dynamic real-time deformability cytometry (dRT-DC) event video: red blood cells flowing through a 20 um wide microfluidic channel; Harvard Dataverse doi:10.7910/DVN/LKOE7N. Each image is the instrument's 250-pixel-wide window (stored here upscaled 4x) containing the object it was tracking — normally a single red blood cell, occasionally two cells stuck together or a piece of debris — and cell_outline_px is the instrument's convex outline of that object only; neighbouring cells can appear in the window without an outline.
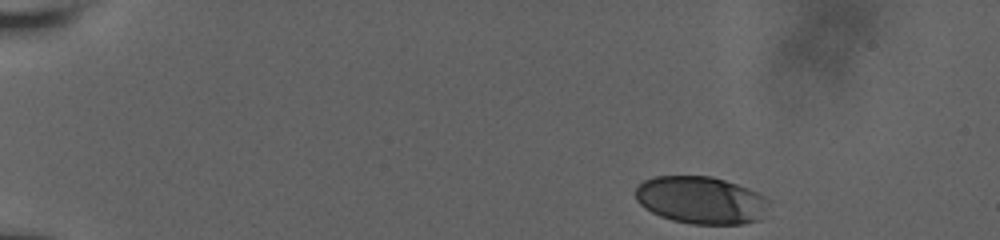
{"species": "human", "species_latin": "Homo sapiens", "temperature_condition": "room temperature", "stored_images_in_passage": 43, "camera_frame_rate_fps": 3000, "um_per_image_px": 0.085, "donor": {"sex": "male"}, "frame": {"image": 1, "passage_image": 1, "time_ms": 0.0, "image_size_px": [1000, 240], "cell_outline_px": [[764, 196], [760, 220], [744, 224], [692, 224], [672, 220], [660, 216], [644, 208], [636, 200], [636, 188], [644, 180], [656, 176], [712, 176], [748, 188]], "centroid_in_image_um": [59.49, 17.01], "position_along_channel_um": 25.5, "area_um2": 36.3}}
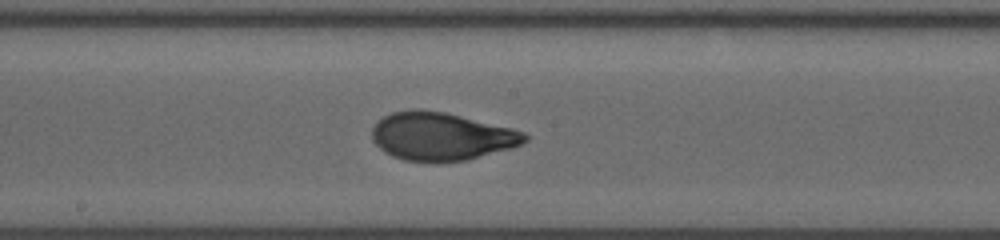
{"frame": {"image": 2, "passage_image": 25, "time_ms": 8.0, "image_size_px": [1000, 240], "cell_outline_px": [[528, 140], [512, 148], [468, 160], [404, 160], [392, 156], [384, 152], [372, 140], [372, 128], [384, 116], [392, 112], [412, 108], [420, 108], [444, 112], [512, 128], [524, 132], [528, 136]], "centroid_in_image_um": [37.51, 11.57], "position_along_channel_um": 210.7, "area_um2": 42.37}}
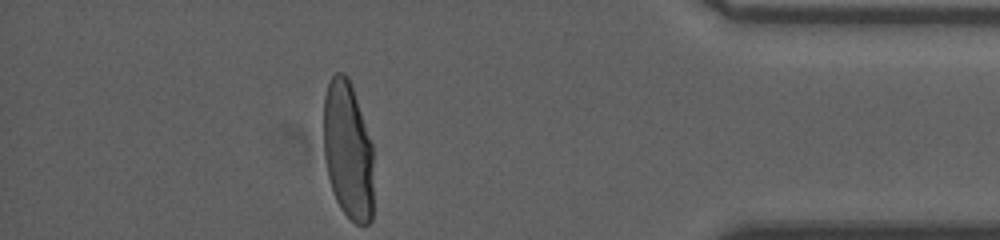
{"frame": {"image": 3, "passage_image": 43, "time_ms": 14.0, "image_size_px": [1000, 240], "cell_outline_px": [[372, 220], [368, 224], [356, 224], [340, 208], [336, 200], [328, 176], [324, 156], [324, 96], [328, 84], [332, 76], [336, 72], [344, 72], [348, 76], [372, 144]], "centroid_in_image_um": [29.56, 12.79], "position_along_channel_um": 405.6, "area_um2": 39.94}, "authors_computed_cell_mechanics": {"area_um2": 41.3848, "velocity_mm_per_s": 3.8002, "shape_relaxation_time_tau1_ms": 4.0008, "shape_relaxation_time_tau2_ms": null, "deformation_change_tau1": 0.2066, "deformation_change_tau2": null}}